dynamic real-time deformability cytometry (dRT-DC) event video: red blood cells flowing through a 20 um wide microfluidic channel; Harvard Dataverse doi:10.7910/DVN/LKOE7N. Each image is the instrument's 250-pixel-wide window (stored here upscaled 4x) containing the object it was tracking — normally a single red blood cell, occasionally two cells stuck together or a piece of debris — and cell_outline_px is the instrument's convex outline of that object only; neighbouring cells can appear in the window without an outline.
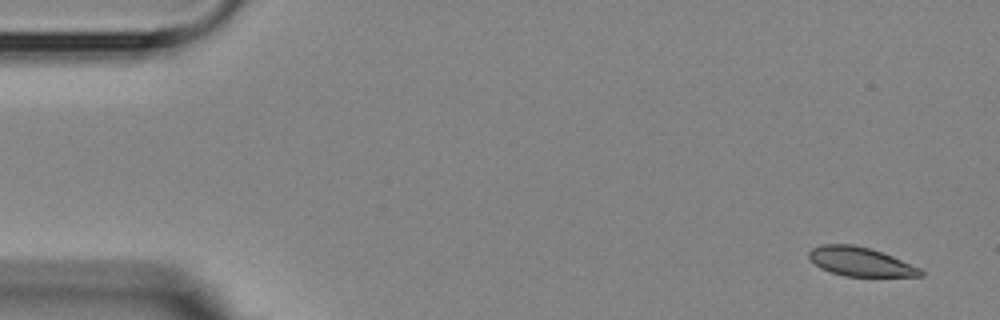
{"species": "Egyptian fruit bat (a non-hibernating species)", "species_latin": "Rousettus aegyptiacus", "temperature_condition": "room temperature", "stored_images_in_passage": 6, "camera_frame_rate_fps": 3000, "um_per_image_px": 0.085, "animal": {"sex": "female"}, "frame": {"image": 1, "passage_image": 1, "time_ms": 0.0, "image_size_px": [1000, 320], "cell_outline_px": [[924, 276], [844, 276], [820, 268], [808, 256], [808, 252], [812, 248], [820, 244], [852, 244], [868, 248], [892, 256], [920, 268], [924, 272]], "centroid_in_image_um": [73.11, 22.24], "position_along_channel_um": 11.9, "area_um2": 18.61}}
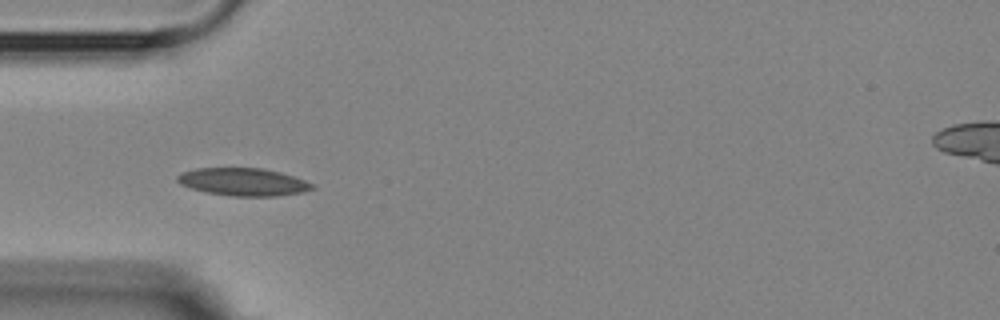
{"frame": {"image": 2, "passage_image": 5, "time_ms": 4.667, "image_size_px": [1000, 320], "cell_outline_px": [[316, 188], [304, 192], [280, 196], [232, 196], [204, 192], [180, 184], [176, 180], [176, 176], [180, 172], [196, 168], [264, 168], [280, 172], [316, 184]], "centroid_in_image_um": [20.69, 15.46], "position_along_channel_um": 64.3, "area_um2": 22.02}}
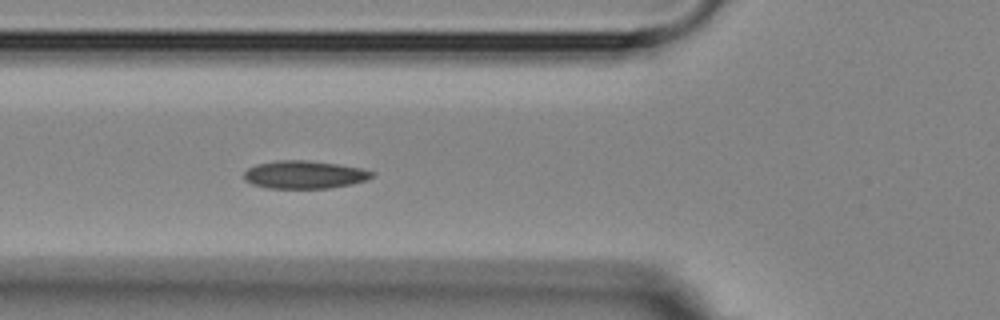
{"frame": {"image": 3, "passage_image": 6, "time_ms": 5.667, "image_size_px": [1000, 320], "cell_outline_px": [[376, 176], [368, 180], [352, 184], [328, 188], [268, 188], [252, 184], [244, 180], [244, 172], [248, 168], [256, 164], [276, 160], [308, 160], [336, 164], [360, 168], [376, 172]], "centroid_in_image_um": [25.9, 14.84], "position_along_channel_um": 99.9, "area_um2": 20.98}}